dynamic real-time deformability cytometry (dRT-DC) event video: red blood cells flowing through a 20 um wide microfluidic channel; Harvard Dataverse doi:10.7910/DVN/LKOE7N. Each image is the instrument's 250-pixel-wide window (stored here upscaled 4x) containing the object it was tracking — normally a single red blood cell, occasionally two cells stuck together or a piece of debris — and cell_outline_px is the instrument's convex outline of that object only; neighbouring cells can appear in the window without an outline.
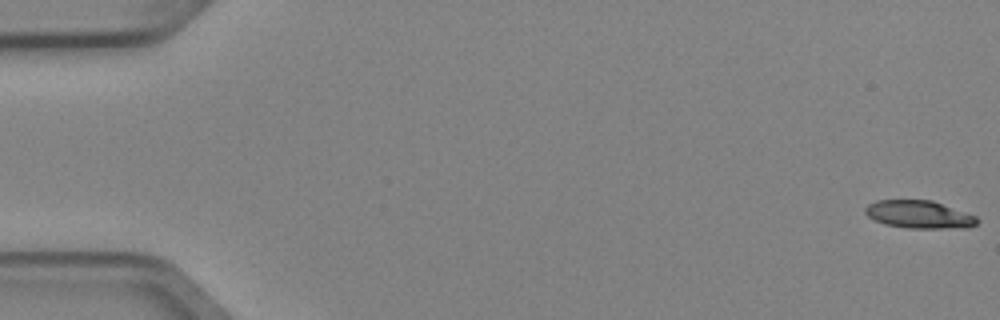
{"species": "Egyptian fruit bat (a non-hibernating species)", "species_latin": "Rousettus aegyptiacus", "temperature_condition": "cold", "stored_images_in_passage": 4, "camera_frame_rate_fps": 3000, "um_per_image_px": 0.085, "animal": {"sex": "female"}, "frame": {"image": 1, "passage_image": 1, "time_ms": 0.0, "image_size_px": [1000, 320], "cell_outline_px": [[980, 220], [976, 224], [968, 228], [908, 228], [884, 224], [868, 216], [864, 212], [864, 208], [868, 204], [876, 200], [932, 200], [976, 216]], "centroid_in_image_um": [78.12, 18.23], "position_along_channel_um": 6.9, "area_um2": 18.15}}